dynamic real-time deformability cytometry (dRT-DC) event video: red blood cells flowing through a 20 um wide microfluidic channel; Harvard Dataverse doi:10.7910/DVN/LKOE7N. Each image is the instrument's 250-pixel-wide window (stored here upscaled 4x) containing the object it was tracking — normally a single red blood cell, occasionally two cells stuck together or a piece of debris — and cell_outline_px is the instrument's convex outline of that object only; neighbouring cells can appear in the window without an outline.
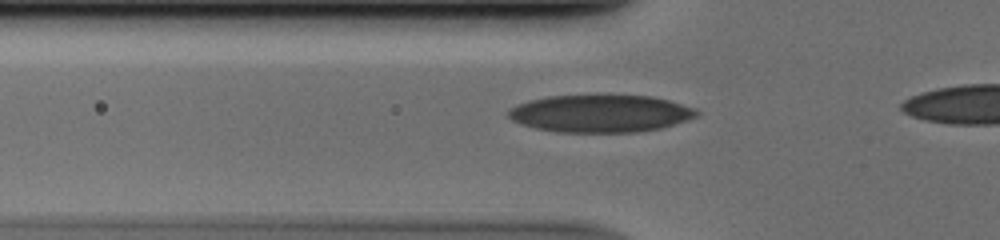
{"species": "human", "species_latin": "Homo sapiens", "temperature_condition": "cold", "stored_images_in_passage": 30, "camera_frame_rate_fps": 3000, "um_per_image_px": 0.085, "donor": {"sex": "male"}, "frame": {"image": 1, "passage_image": 5, "time_ms": 1.333, "image_size_px": [1000, 240], "cell_outline_px": [[700, 112], [696, 116], [688, 120], [660, 128], [636, 132], [556, 132], [536, 128], [520, 124], [512, 120], [508, 116], [508, 108], [516, 104], [528, 100], [548, 96], [596, 92], [652, 96], [668, 100], [696, 108]], "centroid_in_image_um": [51.01, 9.6], "position_along_channel_um": 74.8, "area_um2": 42.54}}
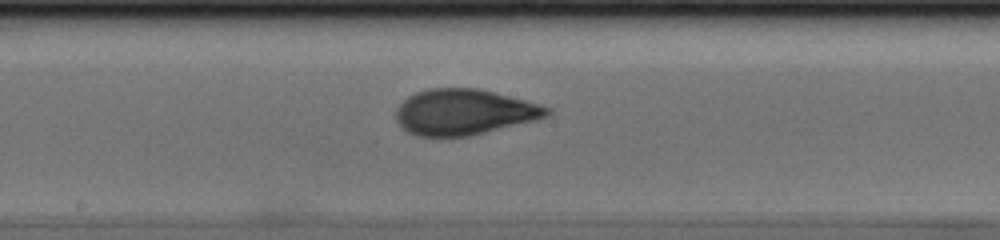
{"frame": {"image": 2, "passage_image": 15, "time_ms": 4.667, "image_size_px": [1000, 240], "cell_outline_px": [[552, 112], [548, 116], [536, 120], [468, 136], [416, 136], [408, 132], [396, 120], [396, 108], [408, 96], [416, 92], [428, 88], [476, 88], [540, 104], [552, 108]], "centroid_in_image_um": [39.45, 9.52], "position_along_channel_um": 208.8, "area_um2": 40.0}}
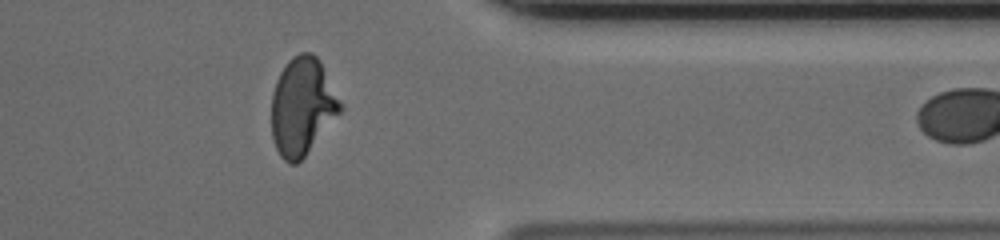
{"frame": {"image": 3, "passage_image": 29, "time_ms": 9.333, "image_size_px": [1000, 240], "cell_outline_px": [[344, 108], [304, 156], [296, 164], [288, 164], [280, 156], [276, 148], [272, 136], [272, 92], [276, 80], [280, 72], [288, 60], [292, 56], [300, 52], [312, 52], [320, 60], [344, 104]], "centroid_in_image_um": [25.71, 9.01], "position_along_channel_um": 385.7, "area_um2": 39.36}}